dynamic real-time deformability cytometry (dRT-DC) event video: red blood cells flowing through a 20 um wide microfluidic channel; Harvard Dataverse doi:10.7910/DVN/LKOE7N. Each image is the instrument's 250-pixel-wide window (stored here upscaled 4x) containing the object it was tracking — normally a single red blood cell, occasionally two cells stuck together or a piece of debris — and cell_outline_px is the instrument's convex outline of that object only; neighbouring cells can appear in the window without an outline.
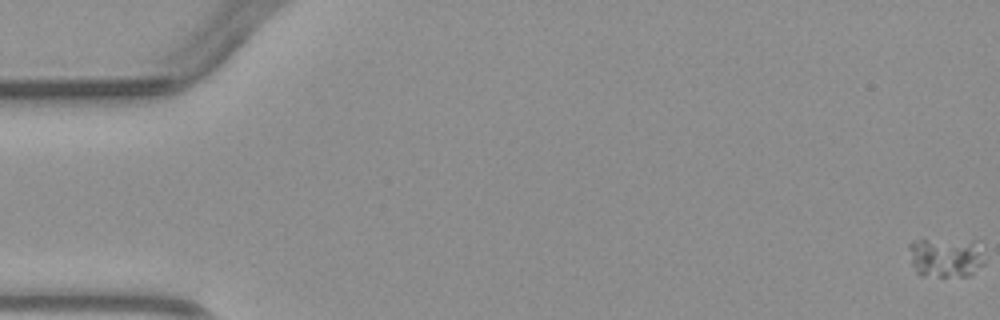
{"species": "common noctule bat (a hibernating species)", "species_latin": "Nyctalus noctula", "temperature_condition": "warm", "stored_images_in_passage": 4, "camera_frame_rate_fps": 3000, "um_per_image_px": 0.085, "animal": {"sex": "male", "body_mass_g": 23.1, "forearm_length_mm": 52.7}, "frame": {"image": 1, "passage_image": 1, "time_ms": 0.0, "image_size_px": [1000, 320], "cell_outline_px": [[984, 264], [972, 276], [920, 276], [916, 272], [912, 264], [908, 248], [908, 244], [924, 236], [972, 240]], "centroid_in_image_um": [80.29, 21.84], "position_along_channel_um": 4.7, "area_um2": 18.03}}
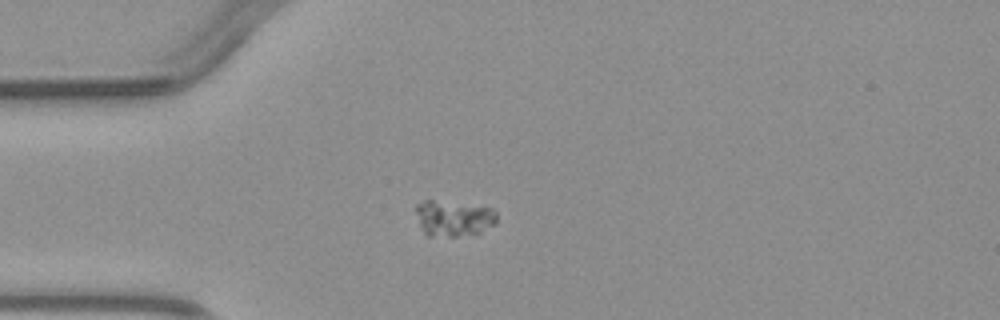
{"frame": {"image": 2, "passage_image": 4, "time_ms": 4.333, "image_size_px": [1000, 320], "cell_outline_px": [[496, 224], [480, 232], [456, 236], [428, 236], [424, 232], [420, 224], [416, 212], [416, 204], [424, 200], [432, 200], [492, 208], [496, 212]], "centroid_in_image_um": [38.55, 18.56], "position_along_channel_um": 46.5, "area_um2": 16.59}}